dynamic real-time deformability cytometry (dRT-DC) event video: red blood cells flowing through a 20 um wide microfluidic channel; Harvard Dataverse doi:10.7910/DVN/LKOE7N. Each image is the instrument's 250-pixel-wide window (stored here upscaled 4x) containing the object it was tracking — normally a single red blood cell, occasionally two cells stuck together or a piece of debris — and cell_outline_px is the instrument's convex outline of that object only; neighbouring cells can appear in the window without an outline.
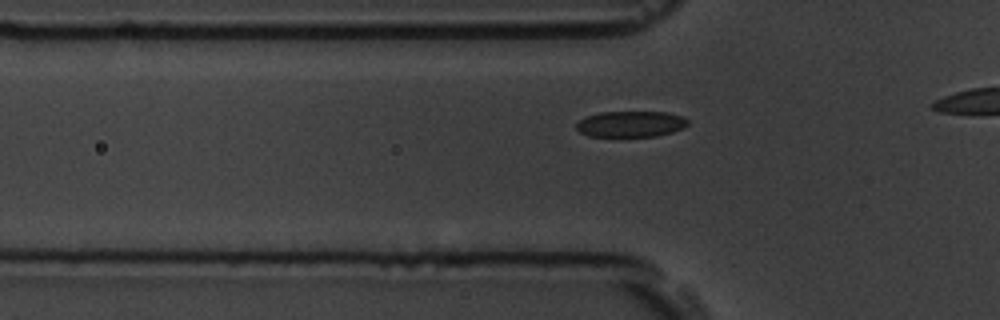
{"species": "common noctule bat (a hibernating species)", "species_latin": "Nyctalus noctula", "temperature_condition": "room temperature", "stored_images_in_passage": 13, "camera_frame_rate_fps": 3000, "um_per_image_px": 0.085, "animal": {"sex": "male", "body_mass_g": 19.5, "forearm_length_mm": 54.6}, "frame": {"image": 1, "passage_image": 3, "time_ms": 0.667, "image_size_px": [1000, 320], "cell_outline_px": [[688, 124], [684, 128], [672, 132], [656, 136], [588, 136], [580, 132], [576, 128], [576, 124], [580, 120], [588, 116], [600, 112], [668, 112], [680, 116], [688, 120]], "centroid_in_image_um": [53.62, 10.54], "position_along_channel_um": 72.2, "area_um2": 16.76}}
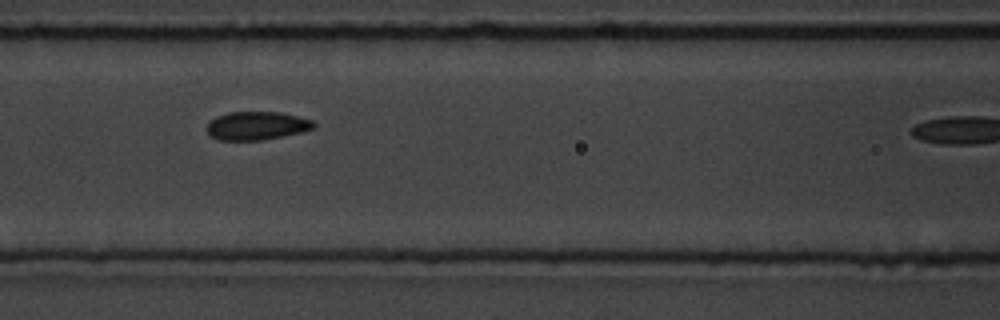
{"frame": {"image": 2, "passage_image": 9, "time_ms": 2.667, "image_size_px": [1000, 320], "cell_outline_px": [[316, 124], [312, 128], [300, 132], [264, 140], [216, 140], [208, 132], [208, 120], [216, 116], [228, 112], [280, 112], [312, 120]], "centroid_in_image_um": [21.78, 10.68], "position_along_channel_um": 144.8, "area_um2": 17.57}}
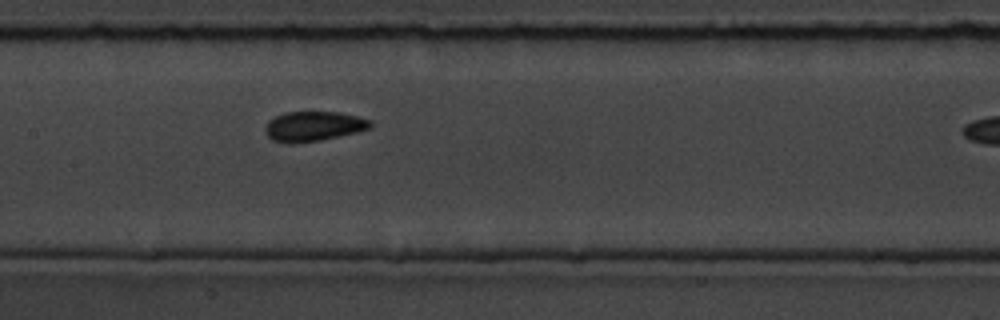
{"frame": {"image": 3, "passage_image": 12, "time_ms": 3.667, "image_size_px": [1000, 320], "cell_outline_px": [[372, 124], [368, 128], [356, 132], [320, 140], [288, 144], [272, 140], [264, 132], [264, 128], [268, 120], [284, 112], [340, 112], [372, 120]], "centroid_in_image_um": [26.6, 10.73], "position_along_channel_um": 180.8, "area_um2": 18.26}}